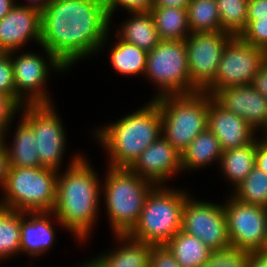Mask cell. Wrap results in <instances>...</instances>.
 Here are the masks:
<instances>
[{"instance_id": "cell-16", "label": "cell", "mask_w": 267, "mask_h": 267, "mask_svg": "<svg viewBox=\"0 0 267 267\" xmlns=\"http://www.w3.org/2000/svg\"><path fill=\"white\" fill-rule=\"evenodd\" d=\"M30 40L40 45L41 10L15 3L11 11L0 19V52L18 51Z\"/></svg>"}, {"instance_id": "cell-10", "label": "cell", "mask_w": 267, "mask_h": 267, "mask_svg": "<svg viewBox=\"0 0 267 267\" xmlns=\"http://www.w3.org/2000/svg\"><path fill=\"white\" fill-rule=\"evenodd\" d=\"M266 59L265 50L234 36L224 48L214 81L203 92L212 96L225 87L251 85Z\"/></svg>"}, {"instance_id": "cell-35", "label": "cell", "mask_w": 267, "mask_h": 267, "mask_svg": "<svg viewBox=\"0 0 267 267\" xmlns=\"http://www.w3.org/2000/svg\"><path fill=\"white\" fill-rule=\"evenodd\" d=\"M20 110L21 107L10 96L0 92V129L7 133L11 121Z\"/></svg>"}, {"instance_id": "cell-41", "label": "cell", "mask_w": 267, "mask_h": 267, "mask_svg": "<svg viewBox=\"0 0 267 267\" xmlns=\"http://www.w3.org/2000/svg\"><path fill=\"white\" fill-rule=\"evenodd\" d=\"M9 170L8 153L5 147L0 151V186L4 189Z\"/></svg>"}, {"instance_id": "cell-43", "label": "cell", "mask_w": 267, "mask_h": 267, "mask_svg": "<svg viewBox=\"0 0 267 267\" xmlns=\"http://www.w3.org/2000/svg\"><path fill=\"white\" fill-rule=\"evenodd\" d=\"M191 0H152V7L187 8Z\"/></svg>"}, {"instance_id": "cell-9", "label": "cell", "mask_w": 267, "mask_h": 267, "mask_svg": "<svg viewBox=\"0 0 267 267\" xmlns=\"http://www.w3.org/2000/svg\"><path fill=\"white\" fill-rule=\"evenodd\" d=\"M41 48L49 62L34 52H23L18 56L15 54L17 51L11 52L16 93L27 105L53 104L45 89L50 69L54 68L55 72L68 71L45 47Z\"/></svg>"}, {"instance_id": "cell-7", "label": "cell", "mask_w": 267, "mask_h": 267, "mask_svg": "<svg viewBox=\"0 0 267 267\" xmlns=\"http://www.w3.org/2000/svg\"><path fill=\"white\" fill-rule=\"evenodd\" d=\"M154 101L161 113V135L180 153L207 128L208 93L166 95Z\"/></svg>"}, {"instance_id": "cell-50", "label": "cell", "mask_w": 267, "mask_h": 267, "mask_svg": "<svg viewBox=\"0 0 267 267\" xmlns=\"http://www.w3.org/2000/svg\"><path fill=\"white\" fill-rule=\"evenodd\" d=\"M84 1H103V0H84Z\"/></svg>"}, {"instance_id": "cell-45", "label": "cell", "mask_w": 267, "mask_h": 267, "mask_svg": "<svg viewBox=\"0 0 267 267\" xmlns=\"http://www.w3.org/2000/svg\"><path fill=\"white\" fill-rule=\"evenodd\" d=\"M51 0H28L25 5L43 10Z\"/></svg>"}, {"instance_id": "cell-24", "label": "cell", "mask_w": 267, "mask_h": 267, "mask_svg": "<svg viewBox=\"0 0 267 267\" xmlns=\"http://www.w3.org/2000/svg\"><path fill=\"white\" fill-rule=\"evenodd\" d=\"M165 246L181 267H201L212 251L202 240L179 230Z\"/></svg>"}, {"instance_id": "cell-23", "label": "cell", "mask_w": 267, "mask_h": 267, "mask_svg": "<svg viewBox=\"0 0 267 267\" xmlns=\"http://www.w3.org/2000/svg\"><path fill=\"white\" fill-rule=\"evenodd\" d=\"M19 122L12 138L13 144L6 145L5 142L9 167H41L32 126L23 116Z\"/></svg>"}, {"instance_id": "cell-27", "label": "cell", "mask_w": 267, "mask_h": 267, "mask_svg": "<svg viewBox=\"0 0 267 267\" xmlns=\"http://www.w3.org/2000/svg\"><path fill=\"white\" fill-rule=\"evenodd\" d=\"M117 43L110 51V64L120 75H143L146 71L148 52L136 45L121 40L116 34Z\"/></svg>"}, {"instance_id": "cell-47", "label": "cell", "mask_w": 267, "mask_h": 267, "mask_svg": "<svg viewBox=\"0 0 267 267\" xmlns=\"http://www.w3.org/2000/svg\"><path fill=\"white\" fill-rule=\"evenodd\" d=\"M5 134L6 133L2 129H0V151L5 147Z\"/></svg>"}, {"instance_id": "cell-22", "label": "cell", "mask_w": 267, "mask_h": 267, "mask_svg": "<svg viewBox=\"0 0 267 267\" xmlns=\"http://www.w3.org/2000/svg\"><path fill=\"white\" fill-rule=\"evenodd\" d=\"M131 14L128 21L123 22L120 29L117 28L116 32L119 33L116 35L127 43L147 52L151 51L160 42V38L150 11L131 12Z\"/></svg>"}, {"instance_id": "cell-46", "label": "cell", "mask_w": 267, "mask_h": 267, "mask_svg": "<svg viewBox=\"0 0 267 267\" xmlns=\"http://www.w3.org/2000/svg\"><path fill=\"white\" fill-rule=\"evenodd\" d=\"M78 267H102V266L95 258H92V260H90L89 262L87 261L85 263L83 262Z\"/></svg>"}, {"instance_id": "cell-8", "label": "cell", "mask_w": 267, "mask_h": 267, "mask_svg": "<svg viewBox=\"0 0 267 267\" xmlns=\"http://www.w3.org/2000/svg\"><path fill=\"white\" fill-rule=\"evenodd\" d=\"M145 76L158 88L153 97L199 92L192 84L184 40H160L148 52Z\"/></svg>"}, {"instance_id": "cell-29", "label": "cell", "mask_w": 267, "mask_h": 267, "mask_svg": "<svg viewBox=\"0 0 267 267\" xmlns=\"http://www.w3.org/2000/svg\"><path fill=\"white\" fill-rule=\"evenodd\" d=\"M21 212L0 206V260L20 255Z\"/></svg>"}, {"instance_id": "cell-36", "label": "cell", "mask_w": 267, "mask_h": 267, "mask_svg": "<svg viewBox=\"0 0 267 267\" xmlns=\"http://www.w3.org/2000/svg\"><path fill=\"white\" fill-rule=\"evenodd\" d=\"M107 6L111 19L116 9L120 6L130 13L149 11L152 8V0H109Z\"/></svg>"}, {"instance_id": "cell-19", "label": "cell", "mask_w": 267, "mask_h": 267, "mask_svg": "<svg viewBox=\"0 0 267 267\" xmlns=\"http://www.w3.org/2000/svg\"><path fill=\"white\" fill-rule=\"evenodd\" d=\"M51 215L54 213L21 212V254L26 253L27 256L39 257L46 254L48 249L50 250L56 237Z\"/></svg>"}, {"instance_id": "cell-42", "label": "cell", "mask_w": 267, "mask_h": 267, "mask_svg": "<svg viewBox=\"0 0 267 267\" xmlns=\"http://www.w3.org/2000/svg\"><path fill=\"white\" fill-rule=\"evenodd\" d=\"M248 267H267V253L262 250L251 252Z\"/></svg>"}, {"instance_id": "cell-1", "label": "cell", "mask_w": 267, "mask_h": 267, "mask_svg": "<svg viewBox=\"0 0 267 267\" xmlns=\"http://www.w3.org/2000/svg\"><path fill=\"white\" fill-rule=\"evenodd\" d=\"M111 20L105 1L51 0L41 10L40 46L71 69L106 45Z\"/></svg>"}, {"instance_id": "cell-17", "label": "cell", "mask_w": 267, "mask_h": 267, "mask_svg": "<svg viewBox=\"0 0 267 267\" xmlns=\"http://www.w3.org/2000/svg\"><path fill=\"white\" fill-rule=\"evenodd\" d=\"M212 97L225 110L242 117L257 132L267 127V99L251 85L225 87Z\"/></svg>"}, {"instance_id": "cell-38", "label": "cell", "mask_w": 267, "mask_h": 267, "mask_svg": "<svg viewBox=\"0 0 267 267\" xmlns=\"http://www.w3.org/2000/svg\"><path fill=\"white\" fill-rule=\"evenodd\" d=\"M261 18L267 19V0H248L247 25Z\"/></svg>"}, {"instance_id": "cell-25", "label": "cell", "mask_w": 267, "mask_h": 267, "mask_svg": "<svg viewBox=\"0 0 267 267\" xmlns=\"http://www.w3.org/2000/svg\"><path fill=\"white\" fill-rule=\"evenodd\" d=\"M160 40H185L191 31L187 8L152 7L150 10Z\"/></svg>"}, {"instance_id": "cell-30", "label": "cell", "mask_w": 267, "mask_h": 267, "mask_svg": "<svg viewBox=\"0 0 267 267\" xmlns=\"http://www.w3.org/2000/svg\"><path fill=\"white\" fill-rule=\"evenodd\" d=\"M234 189L231 196L236 200L267 208V173L260 170L257 166Z\"/></svg>"}, {"instance_id": "cell-33", "label": "cell", "mask_w": 267, "mask_h": 267, "mask_svg": "<svg viewBox=\"0 0 267 267\" xmlns=\"http://www.w3.org/2000/svg\"><path fill=\"white\" fill-rule=\"evenodd\" d=\"M0 92L10 96L20 107L27 105L16 93L11 52H0Z\"/></svg>"}, {"instance_id": "cell-32", "label": "cell", "mask_w": 267, "mask_h": 267, "mask_svg": "<svg viewBox=\"0 0 267 267\" xmlns=\"http://www.w3.org/2000/svg\"><path fill=\"white\" fill-rule=\"evenodd\" d=\"M250 253L233 246L212 250L208 260L201 267H248Z\"/></svg>"}, {"instance_id": "cell-5", "label": "cell", "mask_w": 267, "mask_h": 267, "mask_svg": "<svg viewBox=\"0 0 267 267\" xmlns=\"http://www.w3.org/2000/svg\"><path fill=\"white\" fill-rule=\"evenodd\" d=\"M187 191L155 186L146 197L140 218L128 233L133 239L153 246L165 245L181 230Z\"/></svg>"}, {"instance_id": "cell-13", "label": "cell", "mask_w": 267, "mask_h": 267, "mask_svg": "<svg viewBox=\"0 0 267 267\" xmlns=\"http://www.w3.org/2000/svg\"><path fill=\"white\" fill-rule=\"evenodd\" d=\"M181 230L199 238L212 250L231 246L224 204L188 196L183 207Z\"/></svg>"}, {"instance_id": "cell-4", "label": "cell", "mask_w": 267, "mask_h": 267, "mask_svg": "<svg viewBox=\"0 0 267 267\" xmlns=\"http://www.w3.org/2000/svg\"><path fill=\"white\" fill-rule=\"evenodd\" d=\"M107 170L101 192L113 236L128 234L137 224L146 197L156 185L128 168L108 167Z\"/></svg>"}, {"instance_id": "cell-37", "label": "cell", "mask_w": 267, "mask_h": 267, "mask_svg": "<svg viewBox=\"0 0 267 267\" xmlns=\"http://www.w3.org/2000/svg\"><path fill=\"white\" fill-rule=\"evenodd\" d=\"M149 267H181L165 246H152Z\"/></svg>"}, {"instance_id": "cell-18", "label": "cell", "mask_w": 267, "mask_h": 267, "mask_svg": "<svg viewBox=\"0 0 267 267\" xmlns=\"http://www.w3.org/2000/svg\"><path fill=\"white\" fill-rule=\"evenodd\" d=\"M207 128L219 139L222 151L252 143L257 131L242 117L225 110L208 93Z\"/></svg>"}, {"instance_id": "cell-6", "label": "cell", "mask_w": 267, "mask_h": 267, "mask_svg": "<svg viewBox=\"0 0 267 267\" xmlns=\"http://www.w3.org/2000/svg\"><path fill=\"white\" fill-rule=\"evenodd\" d=\"M58 172L48 167H9L0 206L18 212H52Z\"/></svg>"}, {"instance_id": "cell-14", "label": "cell", "mask_w": 267, "mask_h": 267, "mask_svg": "<svg viewBox=\"0 0 267 267\" xmlns=\"http://www.w3.org/2000/svg\"><path fill=\"white\" fill-rule=\"evenodd\" d=\"M224 204L231 246L261 251L267 236V208L242 203L232 196Z\"/></svg>"}, {"instance_id": "cell-44", "label": "cell", "mask_w": 267, "mask_h": 267, "mask_svg": "<svg viewBox=\"0 0 267 267\" xmlns=\"http://www.w3.org/2000/svg\"><path fill=\"white\" fill-rule=\"evenodd\" d=\"M15 5V0H0V19L4 18Z\"/></svg>"}, {"instance_id": "cell-48", "label": "cell", "mask_w": 267, "mask_h": 267, "mask_svg": "<svg viewBox=\"0 0 267 267\" xmlns=\"http://www.w3.org/2000/svg\"><path fill=\"white\" fill-rule=\"evenodd\" d=\"M262 251L267 253V236H266V240H265L264 246L262 248Z\"/></svg>"}, {"instance_id": "cell-28", "label": "cell", "mask_w": 267, "mask_h": 267, "mask_svg": "<svg viewBox=\"0 0 267 267\" xmlns=\"http://www.w3.org/2000/svg\"><path fill=\"white\" fill-rule=\"evenodd\" d=\"M187 17L191 33L223 31L216 0H191Z\"/></svg>"}, {"instance_id": "cell-49", "label": "cell", "mask_w": 267, "mask_h": 267, "mask_svg": "<svg viewBox=\"0 0 267 267\" xmlns=\"http://www.w3.org/2000/svg\"><path fill=\"white\" fill-rule=\"evenodd\" d=\"M262 132H265V134H266V136H265V134L264 135H262V136H264V138L263 139H265V140H267V127L262 131Z\"/></svg>"}, {"instance_id": "cell-11", "label": "cell", "mask_w": 267, "mask_h": 267, "mask_svg": "<svg viewBox=\"0 0 267 267\" xmlns=\"http://www.w3.org/2000/svg\"><path fill=\"white\" fill-rule=\"evenodd\" d=\"M23 107L21 116L32 126L40 164L60 171L67 141L65 128L60 116L55 112V106L37 104Z\"/></svg>"}, {"instance_id": "cell-20", "label": "cell", "mask_w": 267, "mask_h": 267, "mask_svg": "<svg viewBox=\"0 0 267 267\" xmlns=\"http://www.w3.org/2000/svg\"><path fill=\"white\" fill-rule=\"evenodd\" d=\"M115 237L124 245L95 257L102 267H149L153 245L133 239L128 234H116Z\"/></svg>"}, {"instance_id": "cell-34", "label": "cell", "mask_w": 267, "mask_h": 267, "mask_svg": "<svg viewBox=\"0 0 267 267\" xmlns=\"http://www.w3.org/2000/svg\"><path fill=\"white\" fill-rule=\"evenodd\" d=\"M239 37L244 42L267 52V19L251 21Z\"/></svg>"}, {"instance_id": "cell-12", "label": "cell", "mask_w": 267, "mask_h": 267, "mask_svg": "<svg viewBox=\"0 0 267 267\" xmlns=\"http://www.w3.org/2000/svg\"><path fill=\"white\" fill-rule=\"evenodd\" d=\"M233 37L224 31L194 32L184 40L191 84L199 92L214 81L224 48Z\"/></svg>"}, {"instance_id": "cell-21", "label": "cell", "mask_w": 267, "mask_h": 267, "mask_svg": "<svg viewBox=\"0 0 267 267\" xmlns=\"http://www.w3.org/2000/svg\"><path fill=\"white\" fill-rule=\"evenodd\" d=\"M222 148L219 139L206 128L181 152L182 170H197L214 161H221Z\"/></svg>"}, {"instance_id": "cell-26", "label": "cell", "mask_w": 267, "mask_h": 267, "mask_svg": "<svg viewBox=\"0 0 267 267\" xmlns=\"http://www.w3.org/2000/svg\"><path fill=\"white\" fill-rule=\"evenodd\" d=\"M256 139L242 147L222 152L221 170L223 176L237 187L255 167Z\"/></svg>"}, {"instance_id": "cell-40", "label": "cell", "mask_w": 267, "mask_h": 267, "mask_svg": "<svg viewBox=\"0 0 267 267\" xmlns=\"http://www.w3.org/2000/svg\"><path fill=\"white\" fill-rule=\"evenodd\" d=\"M255 166L267 173V140L256 138Z\"/></svg>"}, {"instance_id": "cell-39", "label": "cell", "mask_w": 267, "mask_h": 267, "mask_svg": "<svg viewBox=\"0 0 267 267\" xmlns=\"http://www.w3.org/2000/svg\"><path fill=\"white\" fill-rule=\"evenodd\" d=\"M251 86L267 99V59L253 77Z\"/></svg>"}, {"instance_id": "cell-15", "label": "cell", "mask_w": 267, "mask_h": 267, "mask_svg": "<svg viewBox=\"0 0 267 267\" xmlns=\"http://www.w3.org/2000/svg\"><path fill=\"white\" fill-rule=\"evenodd\" d=\"M157 185H165L166 180L182 172L181 153L177 151L162 135L150 144L128 167Z\"/></svg>"}, {"instance_id": "cell-3", "label": "cell", "mask_w": 267, "mask_h": 267, "mask_svg": "<svg viewBox=\"0 0 267 267\" xmlns=\"http://www.w3.org/2000/svg\"><path fill=\"white\" fill-rule=\"evenodd\" d=\"M162 134L158 104L150 103L96 131V137L110 158L108 167L128 168Z\"/></svg>"}, {"instance_id": "cell-31", "label": "cell", "mask_w": 267, "mask_h": 267, "mask_svg": "<svg viewBox=\"0 0 267 267\" xmlns=\"http://www.w3.org/2000/svg\"><path fill=\"white\" fill-rule=\"evenodd\" d=\"M224 32L240 36L247 26L248 0H216Z\"/></svg>"}, {"instance_id": "cell-2", "label": "cell", "mask_w": 267, "mask_h": 267, "mask_svg": "<svg viewBox=\"0 0 267 267\" xmlns=\"http://www.w3.org/2000/svg\"><path fill=\"white\" fill-rule=\"evenodd\" d=\"M84 155L72 156L65 173L58 172L55 221L74 237L86 241L97 222L102 183Z\"/></svg>"}]
</instances>
